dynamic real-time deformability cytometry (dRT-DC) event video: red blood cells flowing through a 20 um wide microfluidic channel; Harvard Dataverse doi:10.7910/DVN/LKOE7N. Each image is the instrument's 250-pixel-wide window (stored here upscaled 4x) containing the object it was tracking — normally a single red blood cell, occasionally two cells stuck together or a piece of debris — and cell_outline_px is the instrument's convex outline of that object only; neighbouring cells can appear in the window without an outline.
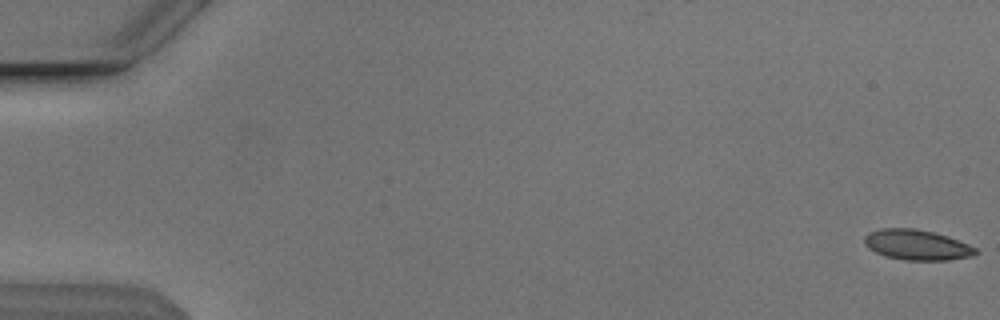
{"species": "Egyptian fruit bat (a non-hibernating species)", "species_latin": "Rousettus aegyptiacus", "temperature_condition": "cold", "stored_images_in_passage": 54, "camera_frame_rate_fps": 3000, "um_per_image_px": 0.085, "animal": {"sex": "male"}, "frame": {"image": 1, "passage_image": 1, "time_ms": 0.0, "image_size_px": [1000, 320], "cell_outline_px": [[980, 252], [972, 256], [948, 260], [904, 260], [884, 256], [868, 248], [864, 244], [864, 236], [868, 232], [880, 228], [916, 228], [948, 236], [968, 244], [976, 248]], "centroid_in_image_um": [77.92, 20.81], "position_along_channel_um": 7.1, "area_um2": 19.83}}
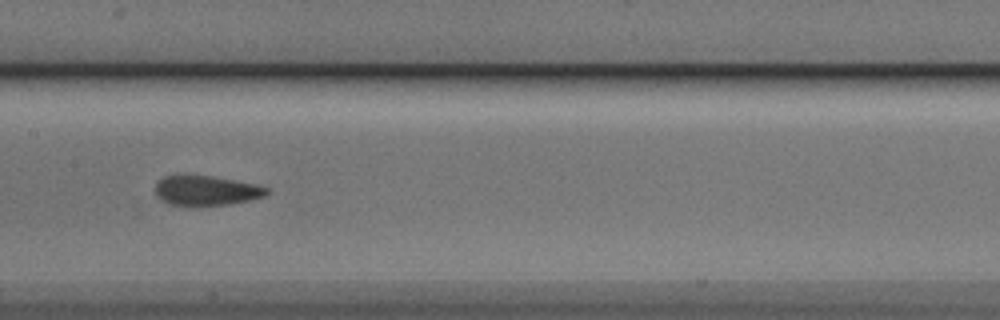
{"frame": {"image": 2, "passage_image": 28, "time_ms": 9.0, "image_size_px": [1000, 320], "cell_outline_px": [[268, 192], [264, 196], [232, 204], [168, 204], [156, 192], [156, 184], [164, 176], [180, 172], [184, 172], [212, 176], [256, 184], [268, 188]], "centroid_in_image_um": [17.51, 16.13], "position_along_channel_um": 189.9, "area_um2": 19.31}}
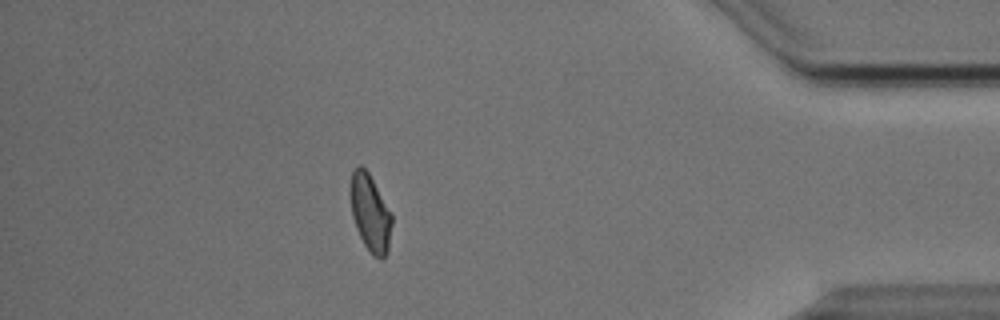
{"frame": {"image": 3, "passage_image": 48, "time_ms": 15.667, "image_size_px": [1000, 320], "cell_outline_px": [[392, 224], [388, 252], [380, 260], [372, 256], [364, 244], [356, 228], [352, 216], [352, 172], [356, 164], [360, 164], [368, 172], [392, 212]], "centroid_in_image_um": [31.51, 18.14], "position_along_channel_um": 403.7, "area_um2": 18.5}, "authors_computed_cell_mechanics": {"area_um2": 19.7098, "velocity_mm_per_s": 3.8335, "shape_relaxation_time_tau1_ms": 3.322, "shape_relaxation_time_tau2_ms": 1.4412, "deformation_change_tau1": 0.1351, "deformation_change_tau2": 0.0626}}